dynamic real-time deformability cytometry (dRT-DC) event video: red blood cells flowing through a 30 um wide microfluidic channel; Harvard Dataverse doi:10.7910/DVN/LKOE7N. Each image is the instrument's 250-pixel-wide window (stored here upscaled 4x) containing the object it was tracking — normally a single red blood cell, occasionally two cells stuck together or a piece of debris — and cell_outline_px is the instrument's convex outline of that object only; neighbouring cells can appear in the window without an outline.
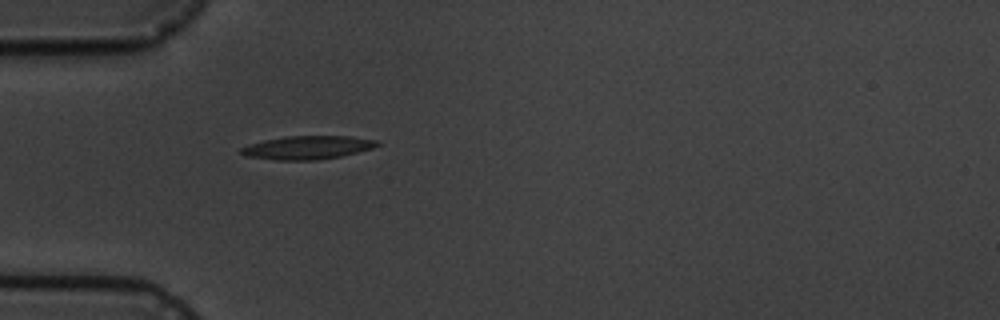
{"species": "common noctule bat (a hibernating species)", "species_latin": "Nyctalus noctula", "temperature_condition": "cold", "stored_images_in_passage": 1, "camera_frame_rate_fps": 3000, "um_per_image_px": 0.085, "animal": {"sex": "male", "body_mass_g": 19.5, "forearm_length_mm": 54.6}, "frame": {"image": 1, "passage_image": 1, "time_ms": 0.0, "image_size_px": [1000, 320], "cell_outline_px": [[380, 144], [372, 148], [340, 156], [316, 160], [276, 160], [248, 156], [240, 152], [240, 148], [264, 140], [284, 136], [348, 136], [376, 140]], "centroid_in_image_um": [26.13, 12.53], "position_along_channel_um": 58.9, "area_um2": 18.26}}